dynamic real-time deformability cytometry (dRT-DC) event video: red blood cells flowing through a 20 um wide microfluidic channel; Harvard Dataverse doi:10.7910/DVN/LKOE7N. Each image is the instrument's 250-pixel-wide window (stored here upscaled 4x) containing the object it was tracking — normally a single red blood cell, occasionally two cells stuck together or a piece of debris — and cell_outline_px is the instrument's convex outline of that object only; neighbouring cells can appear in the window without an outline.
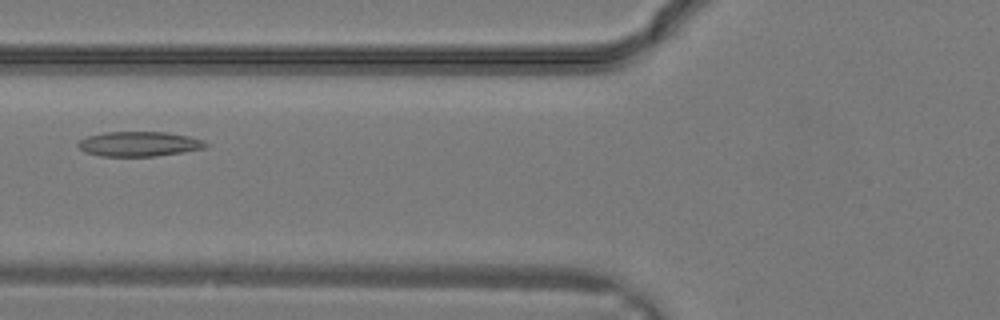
{"species": "common noctule bat (a hibernating species)", "species_latin": "Nyctalus noctula", "temperature_condition": "warm", "stored_images_in_passage": 9, "camera_frame_rate_fps": 3000, "um_per_image_px": 0.085, "animal": {"sex": "male", "body_mass_g": 19.2, "forearm_length_mm": 51.8}, "frame": {"image": 1, "passage_image": 4, "time_ms": 1.0, "image_size_px": [1000, 320], "cell_outline_px": [[208, 144], [204, 148], [184, 152], [156, 156], [100, 156], [84, 152], [76, 144], [80, 140], [88, 136], [104, 132], [168, 132], [188, 136], [204, 140]], "centroid_in_image_um": [11.82, 12.23], "position_along_channel_um": 114.0, "area_um2": 18.5}}
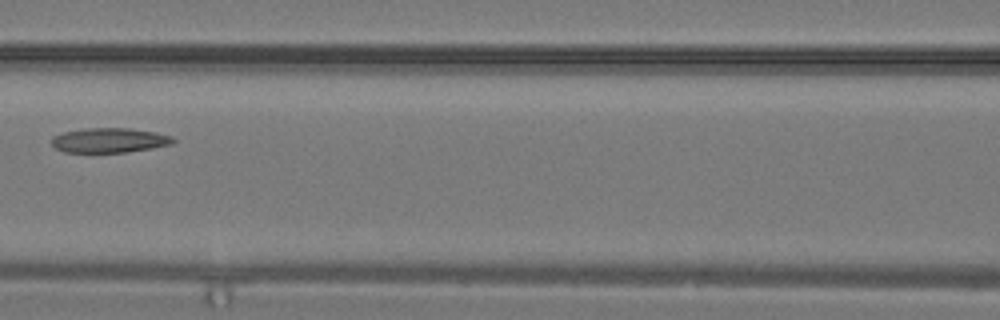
{"frame": {"image": 2, "passage_image": 6, "time_ms": 1.667, "image_size_px": [1000, 320], "cell_outline_px": [[176, 140], [172, 144], [152, 148], [128, 152], [64, 152], [56, 148], [52, 144], [52, 136], [64, 132], [84, 128], [128, 128], [156, 132], [172, 136]], "centroid_in_image_um": [9.31, 11.92], "position_along_channel_um": 157.3, "area_um2": 17.51}}
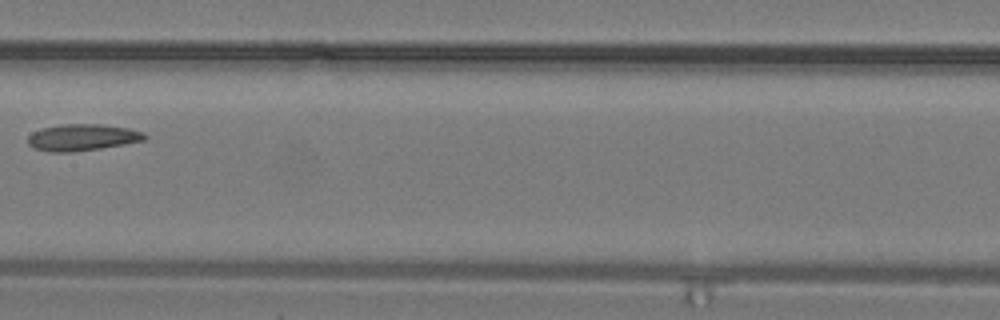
{"frame": {"image": 3, "passage_image": 8, "time_ms": 2.333, "image_size_px": [1000, 320], "cell_outline_px": [[148, 136], [144, 140], [124, 144], [100, 148], [72, 152], [48, 152], [36, 148], [28, 144], [28, 136], [32, 132], [40, 128], [64, 124], [100, 124], [128, 128], [144, 132]], "centroid_in_image_um": [6.99, 11.67], "position_along_channel_um": 200.4, "area_um2": 18.09}}